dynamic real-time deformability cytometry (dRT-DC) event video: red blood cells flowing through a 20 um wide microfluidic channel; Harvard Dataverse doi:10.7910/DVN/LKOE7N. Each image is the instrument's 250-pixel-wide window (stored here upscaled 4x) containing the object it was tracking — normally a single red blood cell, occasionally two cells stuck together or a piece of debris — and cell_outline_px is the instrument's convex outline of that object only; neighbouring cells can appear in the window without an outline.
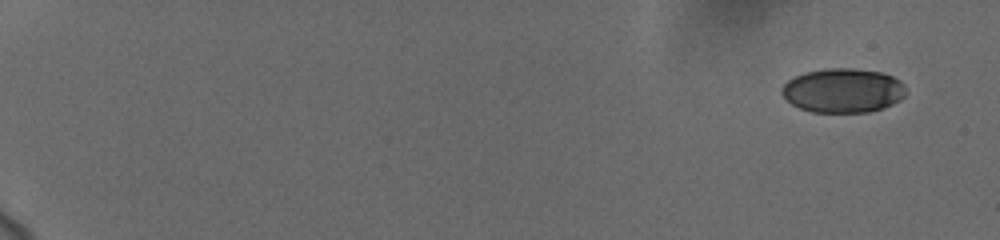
{"species": "human", "species_latin": "Homo sapiens", "temperature_condition": "cold", "stored_images_in_passage": 7, "camera_frame_rate_fps": 3000, "um_per_image_px": 0.085, "donor": {"sex": "female"}, "frame": {"image": 1, "passage_image": 1, "time_ms": 0.0, "image_size_px": [1000, 240], "cell_outline_px": [[904, 96], [900, 100], [892, 104], [868, 112], [812, 112], [800, 108], [792, 104], [780, 92], [780, 88], [788, 80], [804, 72], [824, 68], [852, 68], [880, 72], [892, 76], [900, 80], [904, 84]], "centroid_in_image_um": [71.63, 7.68], "position_along_channel_um": 13.4, "area_um2": 31.96}}
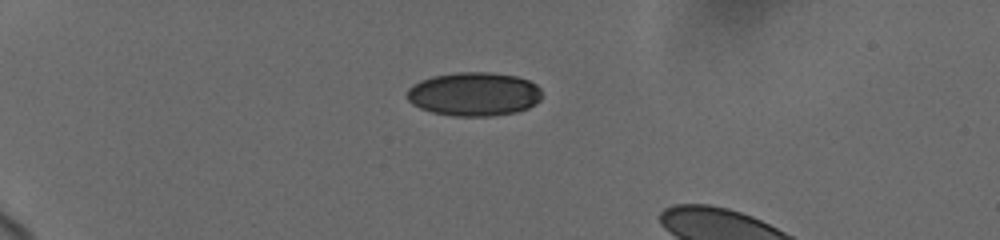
{"frame": {"image": 2, "passage_image": 5, "time_ms": 4.667, "image_size_px": [1000, 240], "cell_outline_px": [[540, 100], [536, 104], [528, 108], [516, 112], [492, 116], [452, 116], [432, 112], [420, 108], [412, 104], [408, 100], [408, 88], [412, 84], [420, 80], [432, 76], [456, 72], [492, 72], [516, 76], [528, 80], [536, 84], [540, 88]], "centroid_in_image_um": [40.29, 7.99], "position_along_channel_um": 44.7, "area_um2": 34.62}}